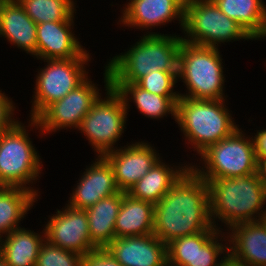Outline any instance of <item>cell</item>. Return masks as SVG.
Segmentation results:
<instances>
[{"instance_id":"9","label":"cell","mask_w":266,"mask_h":266,"mask_svg":"<svg viewBox=\"0 0 266 266\" xmlns=\"http://www.w3.org/2000/svg\"><path fill=\"white\" fill-rule=\"evenodd\" d=\"M245 131L238 128L229 137L209 146L199 155V164L191 163V168L203 179L234 178L256 173L253 139Z\"/></svg>"},{"instance_id":"28","label":"cell","mask_w":266,"mask_h":266,"mask_svg":"<svg viewBox=\"0 0 266 266\" xmlns=\"http://www.w3.org/2000/svg\"><path fill=\"white\" fill-rule=\"evenodd\" d=\"M26 14L36 23L62 22L77 10L74 0H18Z\"/></svg>"},{"instance_id":"16","label":"cell","mask_w":266,"mask_h":266,"mask_svg":"<svg viewBox=\"0 0 266 266\" xmlns=\"http://www.w3.org/2000/svg\"><path fill=\"white\" fill-rule=\"evenodd\" d=\"M76 13L66 21L37 24V60L73 59L86 51L73 31Z\"/></svg>"},{"instance_id":"2","label":"cell","mask_w":266,"mask_h":266,"mask_svg":"<svg viewBox=\"0 0 266 266\" xmlns=\"http://www.w3.org/2000/svg\"><path fill=\"white\" fill-rule=\"evenodd\" d=\"M204 180L209 188L211 221L218 230L228 231L240 223L259 221L266 212V189L257 173ZM220 221L227 227L225 230L218 224Z\"/></svg>"},{"instance_id":"22","label":"cell","mask_w":266,"mask_h":266,"mask_svg":"<svg viewBox=\"0 0 266 266\" xmlns=\"http://www.w3.org/2000/svg\"><path fill=\"white\" fill-rule=\"evenodd\" d=\"M154 204L122 192L115 222V238L151 235L154 231Z\"/></svg>"},{"instance_id":"7","label":"cell","mask_w":266,"mask_h":266,"mask_svg":"<svg viewBox=\"0 0 266 266\" xmlns=\"http://www.w3.org/2000/svg\"><path fill=\"white\" fill-rule=\"evenodd\" d=\"M104 68L103 90L106 95L101 94L93 103L77 130L86 137L96 156H103L119 148L117 142L126 131L124 129L128 118L124 100L120 93L110 86V74L106 65Z\"/></svg>"},{"instance_id":"15","label":"cell","mask_w":266,"mask_h":266,"mask_svg":"<svg viewBox=\"0 0 266 266\" xmlns=\"http://www.w3.org/2000/svg\"><path fill=\"white\" fill-rule=\"evenodd\" d=\"M94 159L93 164L86 166L72 188V194L70 193L67 201L70 207L86 210L102 198L120 192L109 162L103 156Z\"/></svg>"},{"instance_id":"32","label":"cell","mask_w":266,"mask_h":266,"mask_svg":"<svg viewBox=\"0 0 266 266\" xmlns=\"http://www.w3.org/2000/svg\"><path fill=\"white\" fill-rule=\"evenodd\" d=\"M83 266H122L105 248H94L83 255Z\"/></svg>"},{"instance_id":"34","label":"cell","mask_w":266,"mask_h":266,"mask_svg":"<svg viewBox=\"0 0 266 266\" xmlns=\"http://www.w3.org/2000/svg\"><path fill=\"white\" fill-rule=\"evenodd\" d=\"M252 139L257 160L266 159V129L257 130Z\"/></svg>"},{"instance_id":"20","label":"cell","mask_w":266,"mask_h":266,"mask_svg":"<svg viewBox=\"0 0 266 266\" xmlns=\"http://www.w3.org/2000/svg\"><path fill=\"white\" fill-rule=\"evenodd\" d=\"M161 157L127 192L132 198L156 204L191 167V163L167 164ZM181 163V164H180Z\"/></svg>"},{"instance_id":"26","label":"cell","mask_w":266,"mask_h":266,"mask_svg":"<svg viewBox=\"0 0 266 266\" xmlns=\"http://www.w3.org/2000/svg\"><path fill=\"white\" fill-rule=\"evenodd\" d=\"M37 199L38 196L28 189L0 186V238L21 228V221Z\"/></svg>"},{"instance_id":"4","label":"cell","mask_w":266,"mask_h":266,"mask_svg":"<svg viewBox=\"0 0 266 266\" xmlns=\"http://www.w3.org/2000/svg\"><path fill=\"white\" fill-rule=\"evenodd\" d=\"M226 100L180 97L177 101L175 123L184 134V144L188 143L187 147L193 148L197 153L195 155L199 156L209 146L229 137L240 128L232 118V111L226 106Z\"/></svg>"},{"instance_id":"8","label":"cell","mask_w":266,"mask_h":266,"mask_svg":"<svg viewBox=\"0 0 266 266\" xmlns=\"http://www.w3.org/2000/svg\"><path fill=\"white\" fill-rule=\"evenodd\" d=\"M182 33L183 41L214 48L225 42L254 40L235 20L221 12L212 0H185Z\"/></svg>"},{"instance_id":"18","label":"cell","mask_w":266,"mask_h":266,"mask_svg":"<svg viewBox=\"0 0 266 266\" xmlns=\"http://www.w3.org/2000/svg\"><path fill=\"white\" fill-rule=\"evenodd\" d=\"M226 233L231 261L241 266H266V227L260 220L234 225Z\"/></svg>"},{"instance_id":"6","label":"cell","mask_w":266,"mask_h":266,"mask_svg":"<svg viewBox=\"0 0 266 266\" xmlns=\"http://www.w3.org/2000/svg\"><path fill=\"white\" fill-rule=\"evenodd\" d=\"M220 48L190 44L182 40L178 59V81L185 85L180 97L197 100L227 99L224 63Z\"/></svg>"},{"instance_id":"27","label":"cell","mask_w":266,"mask_h":266,"mask_svg":"<svg viewBox=\"0 0 266 266\" xmlns=\"http://www.w3.org/2000/svg\"><path fill=\"white\" fill-rule=\"evenodd\" d=\"M228 255L226 232L206 230L196 234L195 266H221L229 258Z\"/></svg>"},{"instance_id":"24","label":"cell","mask_w":266,"mask_h":266,"mask_svg":"<svg viewBox=\"0 0 266 266\" xmlns=\"http://www.w3.org/2000/svg\"><path fill=\"white\" fill-rule=\"evenodd\" d=\"M221 12L235 20L254 40H266L264 0H212Z\"/></svg>"},{"instance_id":"12","label":"cell","mask_w":266,"mask_h":266,"mask_svg":"<svg viewBox=\"0 0 266 266\" xmlns=\"http://www.w3.org/2000/svg\"><path fill=\"white\" fill-rule=\"evenodd\" d=\"M57 211V212H56ZM44 225L45 240L54 246L84 255L97 248L90 239L85 210L70 207L56 209Z\"/></svg>"},{"instance_id":"10","label":"cell","mask_w":266,"mask_h":266,"mask_svg":"<svg viewBox=\"0 0 266 266\" xmlns=\"http://www.w3.org/2000/svg\"><path fill=\"white\" fill-rule=\"evenodd\" d=\"M91 58V53L86 50L78 58L41 60L45 66L36 71L29 117L36 119L50 104L82 84L89 77L90 70L86 66Z\"/></svg>"},{"instance_id":"13","label":"cell","mask_w":266,"mask_h":266,"mask_svg":"<svg viewBox=\"0 0 266 266\" xmlns=\"http://www.w3.org/2000/svg\"><path fill=\"white\" fill-rule=\"evenodd\" d=\"M185 0H129L121 8V16L118 25L136 28L145 32L146 35H162L160 32H151L152 28H161L174 20L179 21L180 29L184 27ZM120 22V23H119Z\"/></svg>"},{"instance_id":"21","label":"cell","mask_w":266,"mask_h":266,"mask_svg":"<svg viewBox=\"0 0 266 266\" xmlns=\"http://www.w3.org/2000/svg\"><path fill=\"white\" fill-rule=\"evenodd\" d=\"M122 96L127 112L133 102L137 110L148 119H157L171 115L176 120V103L180 96H163L140 88L136 83H110Z\"/></svg>"},{"instance_id":"3","label":"cell","mask_w":266,"mask_h":266,"mask_svg":"<svg viewBox=\"0 0 266 266\" xmlns=\"http://www.w3.org/2000/svg\"><path fill=\"white\" fill-rule=\"evenodd\" d=\"M182 36L144 35L124 53L107 61L110 83H137L152 71H178Z\"/></svg>"},{"instance_id":"25","label":"cell","mask_w":266,"mask_h":266,"mask_svg":"<svg viewBox=\"0 0 266 266\" xmlns=\"http://www.w3.org/2000/svg\"><path fill=\"white\" fill-rule=\"evenodd\" d=\"M122 202V191L99 200L86 209L91 242L106 247L115 239V222Z\"/></svg>"},{"instance_id":"38","label":"cell","mask_w":266,"mask_h":266,"mask_svg":"<svg viewBox=\"0 0 266 266\" xmlns=\"http://www.w3.org/2000/svg\"><path fill=\"white\" fill-rule=\"evenodd\" d=\"M0 266H10V265H8V264L2 259V257L0 256Z\"/></svg>"},{"instance_id":"14","label":"cell","mask_w":266,"mask_h":266,"mask_svg":"<svg viewBox=\"0 0 266 266\" xmlns=\"http://www.w3.org/2000/svg\"><path fill=\"white\" fill-rule=\"evenodd\" d=\"M159 150L148 141L127 143L103 155L114 172L120 191L127 193L161 158Z\"/></svg>"},{"instance_id":"11","label":"cell","mask_w":266,"mask_h":266,"mask_svg":"<svg viewBox=\"0 0 266 266\" xmlns=\"http://www.w3.org/2000/svg\"><path fill=\"white\" fill-rule=\"evenodd\" d=\"M90 76L64 98L50 104L37 118L43 133L51 134L62 129H79L82 119L91 110L102 91Z\"/></svg>"},{"instance_id":"37","label":"cell","mask_w":266,"mask_h":266,"mask_svg":"<svg viewBox=\"0 0 266 266\" xmlns=\"http://www.w3.org/2000/svg\"><path fill=\"white\" fill-rule=\"evenodd\" d=\"M260 221L263 223V225L266 227V212L264 215L261 216Z\"/></svg>"},{"instance_id":"36","label":"cell","mask_w":266,"mask_h":266,"mask_svg":"<svg viewBox=\"0 0 266 266\" xmlns=\"http://www.w3.org/2000/svg\"><path fill=\"white\" fill-rule=\"evenodd\" d=\"M221 266H241L233 261H231L229 258L221 265Z\"/></svg>"},{"instance_id":"17","label":"cell","mask_w":266,"mask_h":266,"mask_svg":"<svg viewBox=\"0 0 266 266\" xmlns=\"http://www.w3.org/2000/svg\"><path fill=\"white\" fill-rule=\"evenodd\" d=\"M105 248L122 266H167V245L154 234L115 238Z\"/></svg>"},{"instance_id":"19","label":"cell","mask_w":266,"mask_h":266,"mask_svg":"<svg viewBox=\"0 0 266 266\" xmlns=\"http://www.w3.org/2000/svg\"><path fill=\"white\" fill-rule=\"evenodd\" d=\"M37 24L26 14L18 0H4L0 5V37L6 38L36 59Z\"/></svg>"},{"instance_id":"29","label":"cell","mask_w":266,"mask_h":266,"mask_svg":"<svg viewBox=\"0 0 266 266\" xmlns=\"http://www.w3.org/2000/svg\"><path fill=\"white\" fill-rule=\"evenodd\" d=\"M35 266H83V255L54 246L45 240Z\"/></svg>"},{"instance_id":"35","label":"cell","mask_w":266,"mask_h":266,"mask_svg":"<svg viewBox=\"0 0 266 266\" xmlns=\"http://www.w3.org/2000/svg\"><path fill=\"white\" fill-rule=\"evenodd\" d=\"M256 173L266 189V159L257 160V170Z\"/></svg>"},{"instance_id":"23","label":"cell","mask_w":266,"mask_h":266,"mask_svg":"<svg viewBox=\"0 0 266 266\" xmlns=\"http://www.w3.org/2000/svg\"><path fill=\"white\" fill-rule=\"evenodd\" d=\"M0 238V256L10 266H35L45 230L34 232L22 227ZM28 229V230H27Z\"/></svg>"},{"instance_id":"1","label":"cell","mask_w":266,"mask_h":266,"mask_svg":"<svg viewBox=\"0 0 266 266\" xmlns=\"http://www.w3.org/2000/svg\"><path fill=\"white\" fill-rule=\"evenodd\" d=\"M153 234L164 244L172 240L218 230L210 216L207 182L191 167L154 205Z\"/></svg>"},{"instance_id":"5","label":"cell","mask_w":266,"mask_h":266,"mask_svg":"<svg viewBox=\"0 0 266 266\" xmlns=\"http://www.w3.org/2000/svg\"><path fill=\"white\" fill-rule=\"evenodd\" d=\"M29 119L27 126L18 120L11 128L0 133V186L22 187L39 197V189L32 185L43 173L42 158L29 137L31 132H28L27 127L31 126L30 131L33 128L38 130L41 138L43 133L38 121Z\"/></svg>"},{"instance_id":"31","label":"cell","mask_w":266,"mask_h":266,"mask_svg":"<svg viewBox=\"0 0 266 266\" xmlns=\"http://www.w3.org/2000/svg\"><path fill=\"white\" fill-rule=\"evenodd\" d=\"M178 71H152L142 77L136 84L151 93L163 96H180L175 91L178 83Z\"/></svg>"},{"instance_id":"33","label":"cell","mask_w":266,"mask_h":266,"mask_svg":"<svg viewBox=\"0 0 266 266\" xmlns=\"http://www.w3.org/2000/svg\"><path fill=\"white\" fill-rule=\"evenodd\" d=\"M16 109L12 98L10 99L5 92L0 90V133L8 130L18 121V118L14 116Z\"/></svg>"},{"instance_id":"30","label":"cell","mask_w":266,"mask_h":266,"mask_svg":"<svg viewBox=\"0 0 266 266\" xmlns=\"http://www.w3.org/2000/svg\"><path fill=\"white\" fill-rule=\"evenodd\" d=\"M196 234L179 237L167 244V266H195Z\"/></svg>"}]
</instances>
